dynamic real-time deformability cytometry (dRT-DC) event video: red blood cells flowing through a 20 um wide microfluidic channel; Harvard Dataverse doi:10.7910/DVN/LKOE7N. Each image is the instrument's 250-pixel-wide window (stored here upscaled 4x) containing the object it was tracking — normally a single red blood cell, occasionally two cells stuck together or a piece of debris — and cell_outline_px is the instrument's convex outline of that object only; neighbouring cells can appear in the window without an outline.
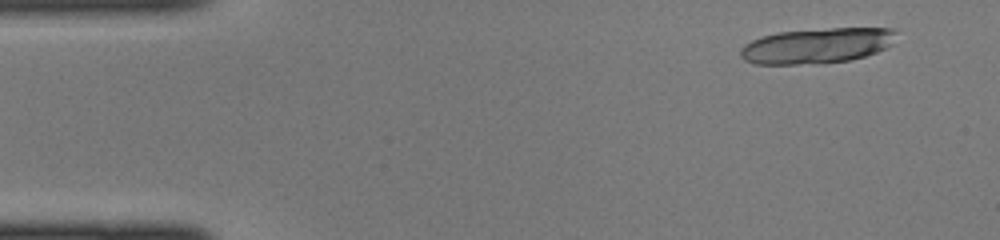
{"species": "common noctule bat (a hibernating species)", "species_latin": "Nyctalus noctula", "temperature_condition": "cold", "stored_images_in_passage": 14, "camera_frame_rate_fps": 3000, "um_per_image_px": 0.085, "animal": {"sex": "female", "body_mass_g": 22.0, "forearm_length_mm": 56.7}, "frame": {"image": 1, "passage_image": 3, "time_ms": 0.667, "image_size_px": [1000, 240], "cell_outline_px": [[896, 32], [892, 44], [876, 52], [864, 56], [848, 60], [796, 64], [752, 64], [744, 60], [740, 56], [740, 48], [744, 44], [760, 36], [776, 32], [828, 28], [892, 28]], "centroid_in_image_um": [69.37, 3.87], "position_along_channel_um": 15.6, "area_um2": 31.96}}